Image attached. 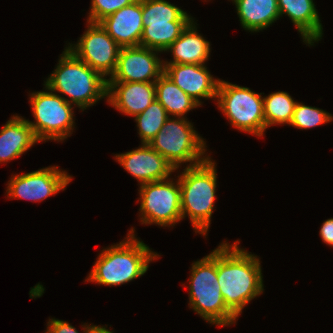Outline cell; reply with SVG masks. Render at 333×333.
<instances>
[{"label":"cell","instance_id":"7a4b0ae2","mask_svg":"<svg viewBox=\"0 0 333 333\" xmlns=\"http://www.w3.org/2000/svg\"><path fill=\"white\" fill-rule=\"evenodd\" d=\"M131 228L126 238L119 244L101 250L85 282L106 286H118L143 276L150 262L160 256L150 250L143 241L137 239Z\"/></svg>","mask_w":333,"mask_h":333},{"label":"cell","instance_id":"4316f807","mask_svg":"<svg viewBox=\"0 0 333 333\" xmlns=\"http://www.w3.org/2000/svg\"><path fill=\"white\" fill-rule=\"evenodd\" d=\"M134 1L136 0H91V7L86 20L91 23H99Z\"/></svg>","mask_w":333,"mask_h":333},{"label":"cell","instance_id":"9a60e30c","mask_svg":"<svg viewBox=\"0 0 333 333\" xmlns=\"http://www.w3.org/2000/svg\"><path fill=\"white\" fill-rule=\"evenodd\" d=\"M99 24L121 48L140 46L144 29L142 0H136L121 8Z\"/></svg>","mask_w":333,"mask_h":333},{"label":"cell","instance_id":"e0dca14e","mask_svg":"<svg viewBox=\"0 0 333 333\" xmlns=\"http://www.w3.org/2000/svg\"><path fill=\"white\" fill-rule=\"evenodd\" d=\"M280 17L287 15L302 36L312 46L322 39L323 26L313 0H277Z\"/></svg>","mask_w":333,"mask_h":333},{"label":"cell","instance_id":"30bf717a","mask_svg":"<svg viewBox=\"0 0 333 333\" xmlns=\"http://www.w3.org/2000/svg\"><path fill=\"white\" fill-rule=\"evenodd\" d=\"M87 30L68 49L105 79L116 70L121 47L99 23L87 22Z\"/></svg>","mask_w":333,"mask_h":333},{"label":"cell","instance_id":"8992f818","mask_svg":"<svg viewBox=\"0 0 333 333\" xmlns=\"http://www.w3.org/2000/svg\"><path fill=\"white\" fill-rule=\"evenodd\" d=\"M194 129L187 118L170 116L148 144L176 170L182 163L189 162L186 166H195L204 162L209 155L205 153L206 142Z\"/></svg>","mask_w":333,"mask_h":333},{"label":"cell","instance_id":"44dd1931","mask_svg":"<svg viewBox=\"0 0 333 333\" xmlns=\"http://www.w3.org/2000/svg\"><path fill=\"white\" fill-rule=\"evenodd\" d=\"M156 100L171 117H185L188 111L200 105L183 92L165 73L155 81Z\"/></svg>","mask_w":333,"mask_h":333},{"label":"cell","instance_id":"ffe728a7","mask_svg":"<svg viewBox=\"0 0 333 333\" xmlns=\"http://www.w3.org/2000/svg\"><path fill=\"white\" fill-rule=\"evenodd\" d=\"M235 4L241 26L251 32L267 29L280 12L277 0H232Z\"/></svg>","mask_w":333,"mask_h":333},{"label":"cell","instance_id":"ac0fdd59","mask_svg":"<svg viewBox=\"0 0 333 333\" xmlns=\"http://www.w3.org/2000/svg\"><path fill=\"white\" fill-rule=\"evenodd\" d=\"M193 19L181 35L165 50L173 55L172 61L163 64H197L203 65L210 56V42L199 32Z\"/></svg>","mask_w":333,"mask_h":333},{"label":"cell","instance_id":"603a6c76","mask_svg":"<svg viewBox=\"0 0 333 333\" xmlns=\"http://www.w3.org/2000/svg\"><path fill=\"white\" fill-rule=\"evenodd\" d=\"M191 21H171V25L144 26L140 46L165 52Z\"/></svg>","mask_w":333,"mask_h":333},{"label":"cell","instance_id":"d4e9b609","mask_svg":"<svg viewBox=\"0 0 333 333\" xmlns=\"http://www.w3.org/2000/svg\"><path fill=\"white\" fill-rule=\"evenodd\" d=\"M169 118L165 108L155 99L143 112L134 117L141 143L148 144Z\"/></svg>","mask_w":333,"mask_h":333},{"label":"cell","instance_id":"3957f363","mask_svg":"<svg viewBox=\"0 0 333 333\" xmlns=\"http://www.w3.org/2000/svg\"><path fill=\"white\" fill-rule=\"evenodd\" d=\"M60 55L57 67L44 81L52 92L56 91L69 97L66 102L76 105L84 111L107 97L108 79L81 61L65 47Z\"/></svg>","mask_w":333,"mask_h":333},{"label":"cell","instance_id":"9c48e42d","mask_svg":"<svg viewBox=\"0 0 333 333\" xmlns=\"http://www.w3.org/2000/svg\"><path fill=\"white\" fill-rule=\"evenodd\" d=\"M139 217L141 224L162 227L175 226L182 220L179 181L167 178L141 184L139 187Z\"/></svg>","mask_w":333,"mask_h":333},{"label":"cell","instance_id":"5bb4252c","mask_svg":"<svg viewBox=\"0 0 333 333\" xmlns=\"http://www.w3.org/2000/svg\"><path fill=\"white\" fill-rule=\"evenodd\" d=\"M164 73L200 106V98L215 99L220 79L207 70L205 64H163Z\"/></svg>","mask_w":333,"mask_h":333},{"label":"cell","instance_id":"f546056e","mask_svg":"<svg viewBox=\"0 0 333 333\" xmlns=\"http://www.w3.org/2000/svg\"><path fill=\"white\" fill-rule=\"evenodd\" d=\"M107 326H96L94 329H93V333H113L114 331H110L108 329H106Z\"/></svg>","mask_w":333,"mask_h":333},{"label":"cell","instance_id":"cb8c5ba5","mask_svg":"<svg viewBox=\"0 0 333 333\" xmlns=\"http://www.w3.org/2000/svg\"><path fill=\"white\" fill-rule=\"evenodd\" d=\"M297 101H295L289 93L285 91H278L270 93L268 96L263 97L265 130L272 125L290 124L294 108Z\"/></svg>","mask_w":333,"mask_h":333},{"label":"cell","instance_id":"7402d4cb","mask_svg":"<svg viewBox=\"0 0 333 333\" xmlns=\"http://www.w3.org/2000/svg\"><path fill=\"white\" fill-rule=\"evenodd\" d=\"M186 11L166 0H142V22L149 25H171V21H192Z\"/></svg>","mask_w":333,"mask_h":333},{"label":"cell","instance_id":"484cf974","mask_svg":"<svg viewBox=\"0 0 333 333\" xmlns=\"http://www.w3.org/2000/svg\"><path fill=\"white\" fill-rule=\"evenodd\" d=\"M332 120V114L325 110L297 102L289 126L297 129H311L319 125L327 124Z\"/></svg>","mask_w":333,"mask_h":333},{"label":"cell","instance_id":"f1b7e54d","mask_svg":"<svg viewBox=\"0 0 333 333\" xmlns=\"http://www.w3.org/2000/svg\"><path fill=\"white\" fill-rule=\"evenodd\" d=\"M319 234L324 243L333 247V218L323 222Z\"/></svg>","mask_w":333,"mask_h":333},{"label":"cell","instance_id":"52a82bcc","mask_svg":"<svg viewBox=\"0 0 333 333\" xmlns=\"http://www.w3.org/2000/svg\"><path fill=\"white\" fill-rule=\"evenodd\" d=\"M262 93L224 80L219 81L217 103L219 110L233 127L257 137L265 132Z\"/></svg>","mask_w":333,"mask_h":333},{"label":"cell","instance_id":"83f0119b","mask_svg":"<svg viewBox=\"0 0 333 333\" xmlns=\"http://www.w3.org/2000/svg\"><path fill=\"white\" fill-rule=\"evenodd\" d=\"M46 326L47 330L44 333H79V331H77V329L67 321H62L55 318H49ZM82 326L83 333H93V329L97 325H89L84 323Z\"/></svg>","mask_w":333,"mask_h":333},{"label":"cell","instance_id":"7c38bea8","mask_svg":"<svg viewBox=\"0 0 333 333\" xmlns=\"http://www.w3.org/2000/svg\"><path fill=\"white\" fill-rule=\"evenodd\" d=\"M159 52L142 46L121 48L116 70L108 82H155L164 73Z\"/></svg>","mask_w":333,"mask_h":333},{"label":"cell","instance_id":"5b68a950","mask_svg":"<svg viewBox=\"0 0 333 333\" xmlns=\"http://www.w3.org/2000/svg\"><path fill=\"white\" fill-rule=\"evenodd\" d=\"M189 282V307L218 327L236 324L237 316L226 306L217 277V248L192 263Z\"/></svg>","mask_w":333,"mask_h":333},{"label":"cell","instance_id":"6da1fadb","mask_svg":"<svg viewBox=\"0 0 333 333\" xmlns=\"http://www.w3.org/2000/svg\"><path fill=\"white\" fill-rule=\"evenodd\" d=\"M227 241L217 248V277L226 306L238 317L264 290L259 258Z\"/></svg>","mask_w":333,"mask_h":333},{"label":"cell","instance_id":"8fae6325","mask_svg":"<svg viewBox=\"0 0 333 333\" xmlns=\"http://www.w3.org/2000/svg\"><path fill=\"white\" fill-rule=\"evenodd\" d=\"M8 181V198L43 201L47 197L66 189L72 176L58 166H49L29 173L12 175Z\"/></svg>","mask_w":333,"mask_h":333},{"label":"cell","instance_id":"277c9868","mask_svg":"<svg viewBox=\"0 0 333 333\" xmlns=\"http://www.w3.org/2000/svg\"><path fill=\"white\" fill-rule=\"evenodd\" d=\"M216 163L210 156L195 166H186L178 176L181 190L182 219L186 216L195 233L206 237L215 207Z\"/></svg>","mask_w":333,"mask_h":333},{"label":"cell","instance_id":"ba28073f","mask_svg":"<svg viewBox=\"0 0 333 333\" xmlns=\"http://www.w3.org/2000/svg\"><path fill=\"white\" fill-rule=\"evenodd\" d=\"M45 91L30 93L34 121L27 120L39 142L54 140L62 142L74 130L73 105L63 96L53 93L46 85Z\"/></svg>","mask_w":333,"mask_h":333},{"label":"cell","instance_id":"d6986e66","mask_svg":"<svg viewBox=\"0 0 333 333\" xmlns=\"http://www.w3.org/2000/svg\"><path fill=\"white\" fill-rule=\"evenodd\" d=\"M39 142L27 120L13 115L0 131V163H7Z\"/></svg>","mask_w":333,"mask_h":333},{"label":"cell","instance_id":"2e32d148","mask_svg":"<svg viewBox=\"0 0 333 333\" xmlns=\"http://www.w3.org/2000/svg\"><path fill=\"white\" fill-rule=\"evenodd\" d=\"M107 101L119 112L135 117L155 99V82H108Z\"/></svg>","mask_w":333,"mask_h":333},{"label":"cell","instance_id":"4fadbf2b","mask_svg":"<svg viewBox=\"0 0 333 333\" xmlns=\"http://www.w3.org/2000/svg\"><path fill=\"white\" fill-rule=\"evenodd\" d=\"M115 160L132 175L139 185L167 179L175 172L173 165L149 144L141 143L132 151L116 154Z\"/></svg>","mask_w":333,"mask_h":333}]
</instances>
